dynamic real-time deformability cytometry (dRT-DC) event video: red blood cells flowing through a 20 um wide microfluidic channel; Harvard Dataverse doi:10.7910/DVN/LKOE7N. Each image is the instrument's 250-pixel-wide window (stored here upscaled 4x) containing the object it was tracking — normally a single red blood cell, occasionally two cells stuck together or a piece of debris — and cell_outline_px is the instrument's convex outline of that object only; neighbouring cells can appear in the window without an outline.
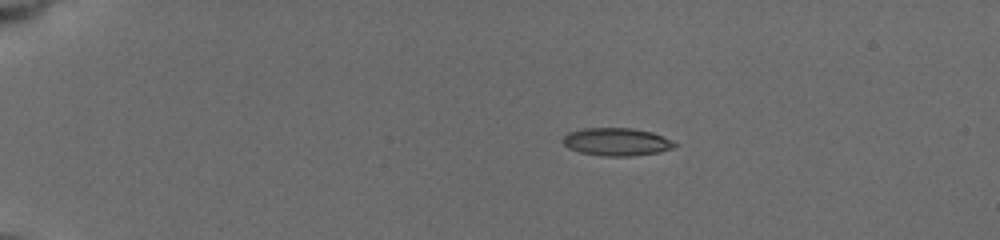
{"species": "common noctule bat (a hibernating species)", "species_latin": "Nyctalus noctula", "temperature_condition": "cold", "stored_images_in_passage": 45, "camera_frame_rate_fps": 3000, "um_per_image_px": 0.085, "animal": {"sex": "female", "body_mass_g": 19.5, "forearm_length_mm": 54.1}, "frame": {"image": 1, "passage_image": 1, "time_ms": 0.0, "image_size_px": [1000, 240], "cell_outline_px": [[680, 144], [672, 148], [660, 152], [628, 156], [604, 156], [580, 152], [568, 148], [560, 140], [568, 132], [584, 128], [632, 128], [652, 132]], "centroid_in_image_um": [52.4, 12.05], "position_along_channel_um": 32.6, "area_um2": 18.15}}
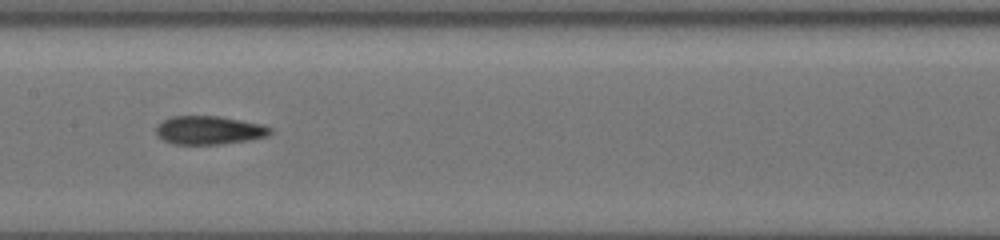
{"frame": {"image": 2, "passage_image": 20, "time_ms": 6.333, "image_size_px": [1000, 240], "cell_outline_px": [[272, 132], [268, 136], [248, 140], [220, 144], [172, 144], [156, 136], [156, 124], [172, 116], [220, 116], [264, 124], [272, 128]], "centroid_in_image_um": [17.78, 11.06], "position_along_channel_um": 189.6, "area_um2": 19.13}}
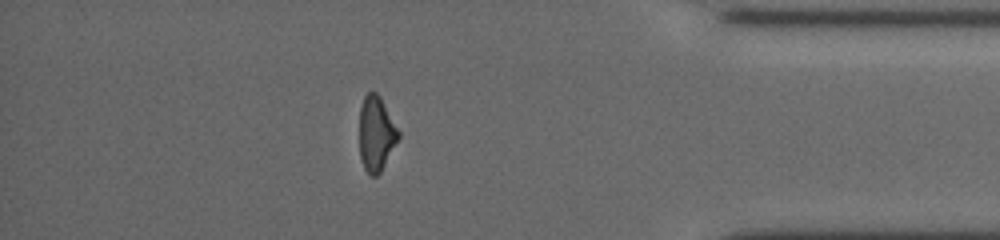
{"frame": {"image": 3, "passage_image": 39, "time_ms": 12.667, "image_size_px": [1000, 240], "cell_outline_px": [[400, 136], [380, 172], [376, 176], [372, 176], [364, 168], [360, 160], [360, 108], [364, 96], [368, 92], [376, 92], [380, 96], [400, 132]], "centroid_in_image_um": [31.97, 11.35], "position_along_channel_um": 403.2, "area_um2": 16.88}, "authors_computed_cell_mechanics": {"area_um2": 18.0336, "velocity_mm_per_s": 3.7724, "shape_relaxation_time_tau1_ms": 9.4578, "shape_relaxation_time_tau2_ms": 2.4936, "deformation_change_tau1": 0.219, "deformation_change_tau2": 0.1023}}